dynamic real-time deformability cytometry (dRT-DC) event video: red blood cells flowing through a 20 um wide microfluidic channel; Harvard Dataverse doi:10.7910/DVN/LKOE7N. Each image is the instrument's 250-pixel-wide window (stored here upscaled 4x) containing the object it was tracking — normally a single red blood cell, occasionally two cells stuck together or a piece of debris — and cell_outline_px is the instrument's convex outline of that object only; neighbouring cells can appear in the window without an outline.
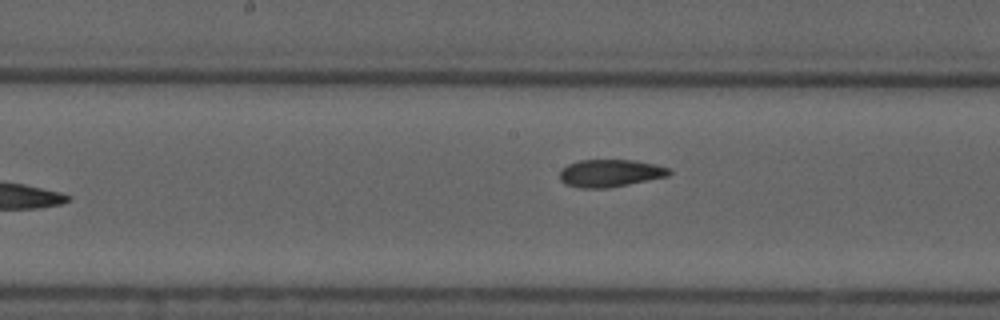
{"species": "common noctule bat (a hibernating species)", "species_latin": "Nyctalus noctula", "temperature_condition": "cold", "stored_images_in_passage": 9, "camera_frame_rate_fps": 3000, "um_per_image_px": 0.085, "animal": {"sex": "male", "forearm_length_mm": 52.5}, "frame": {"image": 1, "passage_image": 9, "time_ms": 10.333, "image_size_px": [1000, 320], "cell_outline_px": [[672, 172], [668, 176], [608, 188], [580, 188], [564, 184], [560, 180], [560, 168], [568, 164], [580, 160], [632, 160], [656, 164], [672, 168]], "centroid_in_image_um": [51.86, 14.71], "position_along_channel_um": 196.3, "area_um2": 17.69}}